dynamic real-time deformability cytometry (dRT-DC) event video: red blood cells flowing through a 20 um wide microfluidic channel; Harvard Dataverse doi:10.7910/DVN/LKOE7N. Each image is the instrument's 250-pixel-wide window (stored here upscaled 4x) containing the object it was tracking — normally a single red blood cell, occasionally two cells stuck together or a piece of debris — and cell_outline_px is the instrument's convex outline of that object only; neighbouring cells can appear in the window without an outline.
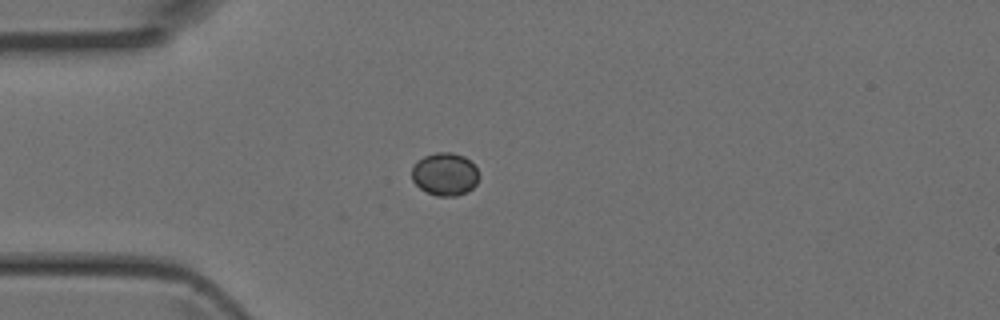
{"species": "Egyptian fruit bat (a non-hibernating species)", "species_latin": "Rousettus aegyptiacus", "temperature_condition": "room temperature", "stored_images_in_passage": 5, "camera_frame_rate_fps": 3000, "um_per_image_px": 0.085, "animal": {"sex": "female"}, "frame": {"image": 1, "passage_image": 4, "time_ms": 1.0, "image_size_px": [1000, 320], "cell_outline_px": [[480, 176], [476, 184], [468, 192], [456, 196], [436, 196], [420, 188], [412, 180], [412, 168], [416, 160], [424, 156], [436, 152], [452, 152], [464, 156], [476, 168]], "centroid_in_image_um": [37.81, 14.8], "position_along_channel_um": 47.2, "area_um2": 16.88}}
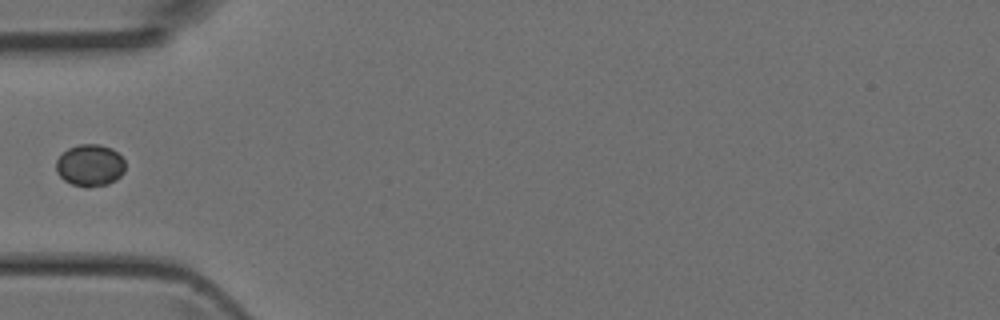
{"frame": {"image": 2, "passage_image": 5, "time_ms": 1.333, "image_size_px": [1000, 320], "cell_outline_px": [[124, 172], [116, 180], [108, 184], [88, 188], [72, 184], [64, 180], [56, 172], [56, 160], [68, 148], [80, 144], [100, 144], [112, 148], [124, 160]], "centroid_in_image_um": [7.65, 14.06], "position_along_channel_um": 77.4, "area_um2": 16.94}}